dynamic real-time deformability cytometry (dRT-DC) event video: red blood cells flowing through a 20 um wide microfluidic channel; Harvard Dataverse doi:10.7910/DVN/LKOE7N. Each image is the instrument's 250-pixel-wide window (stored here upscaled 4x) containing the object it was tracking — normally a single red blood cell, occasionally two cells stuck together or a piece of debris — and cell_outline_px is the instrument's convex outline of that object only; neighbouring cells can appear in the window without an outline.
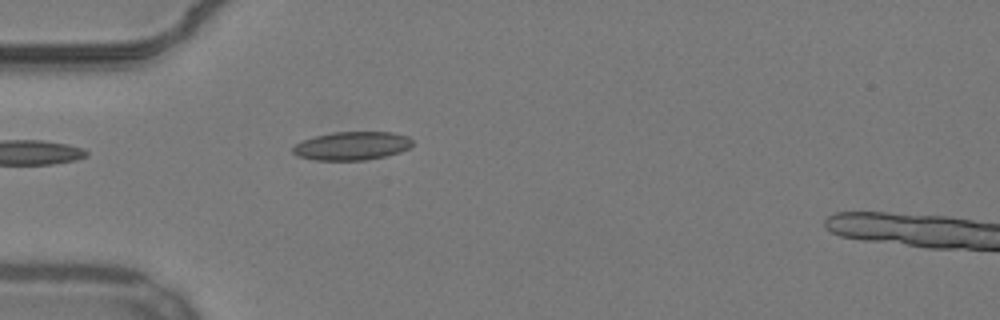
{"species": "common noctule bat (a hibernating species)", "species_latin": "Nyctalus noctula", "temperature_condition": "warm", "stored_images_in_passage": 40, "segment_of_instrument_passage": [1, 2], "camera_frame_rate_fps": 3000, "um_per_image_px": 0.085, "animal": {"sex": "male", "body_mass_g": 19.2, "forearm_length_mm": 51.8}, "frame": {"image": 1, "passage_image": 1, "time_ms": 0.0, "image_size_px": [1000, 320], "cell_outline_px": [[412, 144], [408, 148], [400, 152], [384, 156], [364, 160], [316, 160], [296, 156], [292, 152], [292, 148], [296, 144], [304, 140], [316, 136], [332, 132], [392, 132], [408, 136], [412, 140]], "centroid_in_image_um": [29.9, 12.4], "position_along_channel_um": 55.1, "area_um2": 19.71}}
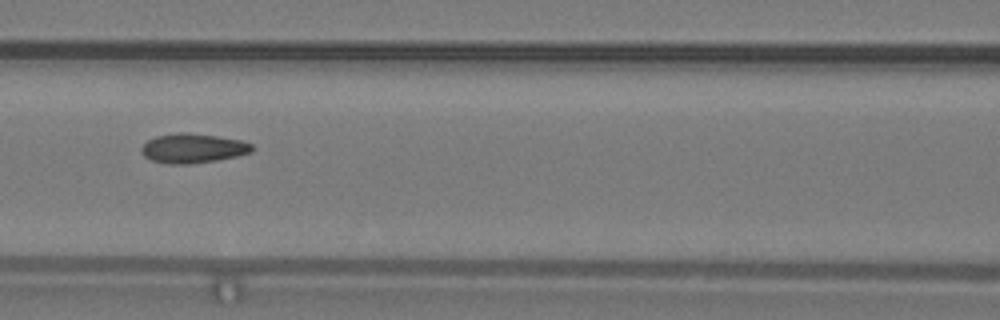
{"frame": {"image": 2, "passage_image": 9, "time_ms": 2.667, "image_size_px": [1000, 320], "cell_outline_px": [[256, 148], [252, 152], [236, 156], [216, 160], [188, 164], [168, 164], [152, 160], [144, 156], [140, 152], [140, 148], [148, 140], [156, 136], [180, 132], [184, 132], [216, 136], [244, 140], [252, 144]], "centroid_in_image_um": [16.42, 12.6], "position_along_channel_um": 150.2, "area_um2": 19.07}}
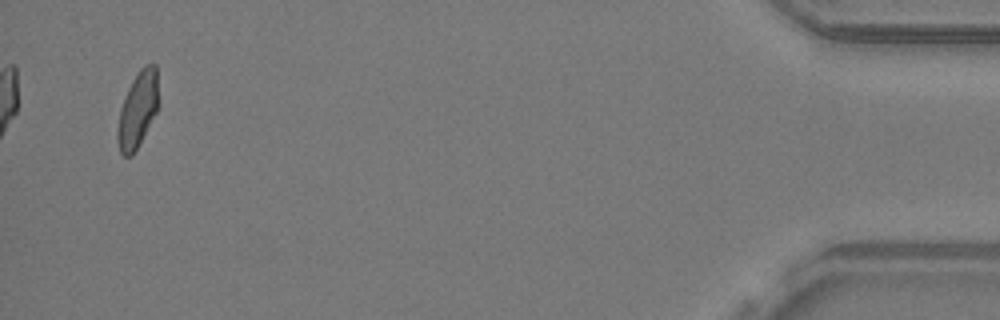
{"frame": {"image": 3, "passage_image": 37, "time_ms": 12.0, "image_size_px": [1000, 320], "cell_outline_px": [[160, 104], [156, 112], [132, 156], [124, 156], [120, 152], [116, 136], [116, 128], [120, 108], [128, 88], [132, 80], [140, 68], [144, 64], [156, 64], [160, 100]], "centroid_in_image_um": [11.72, 9.27], "position_along_channel_um": 423.5, "area_um2": 18.38}}